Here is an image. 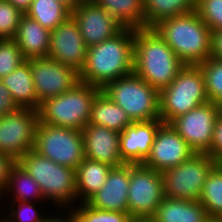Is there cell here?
Returning <instances> with one entry per match:
<instances>
[{
  "label": "cell",
  "instance_id": "3",
  "mask_svg": "<svg viewBox=\"0 0 222 222\" xmlns=\"http://www.w3.org/2000/svg\"><path fill=\"white\" fill-rule=\"evenodd\" d=\"M185 65L211 57L212 31L194 11L164 19L152 27Z\"/></svg>",
  "mask_w": 222,
  "mask_h": 222
},
{
  "label": "cell",
  "instance_id": "27",
  "mask_svg": "<svg viewBox=\"0 0 222 222\" xmlns=\"http://www.w3.org/2000/svg\"><path fill=\"white\" fill-rule=\"evenodd\" d=\"M145 28L195 10V0H143Z\"/></svg>",
  "mask_w": 222,
  "mask_h": 222
},
{
  "label": "cell",
  "instance_id": "42",
  "mask_svg": "<svg viewBox=\"0 0 222 222\" xmlns=\"http://www.w3.org/2000/svg\"><path fill=\"white\" fill-rule=\"evenodd\" d=\"M61 3L66 5L71 11H73L80 2L78 0H59Z\"/></svg>",
  "mask_w": 222,
  "mask_h": 222
},
{
  "label": "cell",
  "instance_id": "17",
  "mask_svg": "<svg viewBox=\"0 0 222 222\" xmlns=\"http://www.w3.org/2000/svg\"><path fill=\"white\" fill-rule=\"evenodd\" d=\"M85 158L119 167L126 164L120 155V132L87 124L82 130Z\"/></svg>",
  "mask_w": 222,
  "mask_h": 222
},
{
  "label": "cell",
  "instance_id": "24",
  "mask_svg": "<svg viewBox=\"0 0 222 222\" xmlns=\"http://www.w3.org/2000/svg\"><path fill=\"white\" fill-rule=\"evenodd\" d=\"M133 122L125 111L102 90L95 97L90 111L89 123L123 132Z\"/></svg>",
  "mask_w": 222,
  "mask_h": 222
},
{
  "label": "cell",
  "instance_id": "43",
  "mask_svg": "<svg viewBox=\"0 0 222 222\" xmlns=\"http://www.w3.org/2000/svg\"><path fill=\"white\" fill-rule=\"evenodd\" d=\"M132 222H153L151 219L146 220H133Z\"/></svg>",
  "mask_w": 222,
  "mask_h": 222
},
{
  "label": "cell",
  "instance_id": "38",
  "mask_svg": "<svg viewBox=\"0 0 222 222\" xmlns=\"http://www.w3.org/2000/svg\"><path fill=\"white\" fill-rule=\"evenodd\" d=\"M19 107L13 101L10 92L0 79V115L12 113Z\"/></svg>",
  "mask_w": 222,
  "mask_h": 222
},
{
  "label": "cell",
  "instance_id": "2",
  "mask_svg": "<svg viewBox=\"0 0 222 222\" xmlns=\"http://www.w3.org/2000/svg\"><path fill=\"white\" fill-rule=\"evenodd\" d=\"M133 56V72L159 92L185 66L153 28L135 29Z\"/></svg>",
  "mask_w": 222,
  "mask_h": 222
},
{
  "label": "cell",
  "instance_id": "7",
  "mask_svg": "<svg viewBox=\"0 0 222 222\" xmlns=\"http://www.w3.org/2000/svg\"><path fill=\"white\" fill-rule=\"evenodd\" d=\"M102 91L125 111L132 122L160 119L159 91L134 72L107 83Z\"/></svg>",
  "mask_w": 222,
  "mask_h": 222
},
{
  "label": "cell",
  "instance_id": "22",
  "mask_svg": "<svg viewBox=\"0 0 222 222\" xmlns=\"http://www.w3.org/2000/svg\"><path fill=\"white\" fill-rule=\"evenodd\" d=\"M151 220L153 222H208L210 218L199 201L164 197Z\"/></svg>",
  "mask_w": 222,
  "mask_h": 222
},
{
  "label": "cell",
  "instance_id": "36",
  "mask_svg": "<svg viewBox=\"0 0 222 222\" xmlns=\"http://www.w3.org/2000/svg\"><path fill=\"white\" fill-rule=\"evenodd\" d=\"M217 163H222V114L219 113L212 133L211 147L206 152Z\"/></svg>",
  "mask_w": 222,
  "mask_h": 222
},
{
  "label": "cell",
  "instance_id": "32",
  "mask_svg": "<svg viewBox=\"0 0 222 222\" xmlns=\"http://www.w3.org/2000/svg\"><path fill=\"white\" fill-rule=\"evenodd\" d=\"M36 203V206H34ZM40 202L12 201L9 215L2 216L5 222H42L48 214L40 213L37 204Z\"/></svg>",
  "mask_w": 222,
  "mask_h": 222
},
{
  "label": "cell",
  "instance_id": "11",
  "mask_svg": "<svg viewBox=\"0 0 222 222\" xmlns=\"http://www.w3.org/2000/svg\"><path fill=\"white\" fill-rule=\"evenodd\" d=\"M38 122V110L32 108H18L0 115V152L18 161L32 150Z\"/></svg>",
  "mask_w": 222,
  "mask_h": 222
},
{
  "label": "cell",
  "instance_id": "47",
  "mask_svg": "<svg viewBox=\"0 0 222 222\" xmlns=\"http://www.w3.org/2000/svg\"><path fill=\"white\" fill-rule=\"evenodd\" d=\"M217 220H218V222H222V215H221V217L218 218Z\"/></svg>",
  "mask_w": 222,
  "mask_h": 222
},
{
  "label": "cell",
  "instance_id": "21",
  "mask_svg": "<svg viewBox=\"0 0 222 222\" xmlns=\"http://www.w3.org/2000/svg\"><path fill=\"white\" fill-rule=\"evenodd\" d=\"M19 108L39 109V99L33 82L30 62L25 60L13 72L1 79Z\"/></svg>",
  "mask_w": 222,
  "mask_h": 222
},
{
  "label": "cell",
  "instance_id": "26",
  "mask_svg": "<svg viewBox=\"0 0 222 222\" xmlns=\"http://www.w3.org/2000/svg\"><path fill=\"white\" fill-rule=\"evenodd\" d=\"M6 193L13 195L12 201H46L39 184L18 162L11 168L7 187L0 197H5Z\"/></svg>",
  "mask_w": 222,
  "mask_h": 222
},
{
  "label": "cell",
  "instance_id": "28",
  "mask_svg": "<svg viewBox=\"0 0 222 222\" xmlns=\"http://www.w3.org/2000/svg\"><path fill=\"white\" fill-rule=\"evenodd\" d=\"M71 12L59 0H33L25 15L51 31L67 20L71 16Z\"/></svg>",
  "mask_w": 222,
  "mask_h": 222
},
{
  "label": "cell",
  "instance_id": "20",
  "mask_svg": "<svg viewBox=\"0 0 222 222\" xmlns=\"http://www.w3.org/2000/svg\"><path fill=\"white\" fill-rule=\"evenodd\" d=\"M51 31L39 22L23 14L14 41L25 60L46 58L50 47Z\"/></svg>",
  "mask_w": 222,
  "mask_h": 222
},
{
  "label": "cell",
  "instance_id": "8",
  "mask_svg": "<svg viewBox=\"0 0 222 222\" xmlns=\"http://www.w3.org/2000/svg\"><path fill=\"white\" fill-rule=\"evenodd\" d=\"M218 163L207 153H194L176 167L161 172L166 198L199 201L208 174Z\"/></svg>",
  "mask_w": 222,
  "mask_h": 222
},
{
  "label": "cell",
  "instance_id": "10",
  "mask_svg": "<svg viewBox=\"0 0 222 222\" xmlns=\"http://www.w3.org/2000/svg\"><path fill=\"white\" fill-rule=\"evenodd\" d=\"M128 192V213L132 219H151L164 198L161 172L143 164H129Z\"/></svg>",
  "mask_w": 222,
  "mask_h": 222
},
{
  "label": "cell",
  "instance_id": "14",
  "mask_svg": "<svg viewBox=\"0 0 222 222\" xmlns=\"http://www.w3.org/2000/svg\"><path fill=\"white\" fill-rule=\"evenodd\" d=\"M195 151L176 132L170 123H162L155 135L151 152L143 165L163 172L189 159Z\"/></svg>",
  "mask_w": 222,
  "mask_h": 222
},
{
  "label": "cell",
  "instance_id": "29",
  "mask_svg": "<svg viewBox=\"0 0 222 222\" xmlns=\"http://www.w3.org/2000/svg\"><path fill=\"white\" fill-rule=\"evenodd\" d=\"M199 202L210 219L222 215V163H218L208 174Z\"/></svg>",
  "mask_w": 222,
  "mask_h": 222
},
{
  "label": "cell",
  "instance_id": "35",
  "mask_svg": "<svg viewBox=\"0 0 222 222\" xmlns=\"http://www.w3.org/2000/svg\"><path fill=\"white\" fill-rule=\"evenodd\" d=\"M23 14L7 0H0V39H14Z\"/></svg>",
  "mask_w": 222,
  "mask_h": 222
},
{
  "label": "cell",
  "instance_id": "4",
  "mask_svg": "<svg viewBox=\"0 0 222 222\" xmlns=\"http://www.w3.org/2000/svg\"><path fill=\"white\" fill-rule=\"evenodd\" d=\"M17 162L35 179L44 199L52 201L53 207L70 209L77 204L75 169L59 165L33 149Z\"/></svg>",
  "mask_w": 222,
  "mask_h": 222
},
{
  "label": "cell",
  "instance_id": "34",
  "mask_svg": "<svg viewBox=\"0 0 222 222\" xmlns=\"http://www.w3.org/2000/svg\"><path fill=\"white\" fill-rule=\"evenodd\" d=\"M195 12L212 32L222 30V0H195Z\"/></svg>",
  "mask_w": 222,
  "mask_h": 222
},
{
  "label": "cell",
  "instance_id": "9",
  "mask_svg": "<svg viewBox=\"0 0 222 222\" xmlns=\"http://www.w3.org/2000/svg\"><path fill=\"white\" fill-rule=\"evenodd\" d=\"M33 150L53 162L77 169L85 159L81 130L38 122Z\"/></svg>",
  "mask_w": 222,
  "mask_h": 222
},
{
  "label": "cell",
  "instance_id": "45",
  "mask_svg": "<svg viewBox=\"0 0 222 222\" xmlns=\"http://www.w3.org/2000/svg\"><path fill=\"white\" fill-rule=\"evenodd\" d=\"M220 113L222 114V102L219 104Z\"/></svg>",
  "mask_w": 222,
  "mask_h": 222
},
{
  "label": "cell",
  "instance_id": "25",
  "mask_svg": "<svg viewBox=\"0 0 222 222\" xmlns=\"http://www.w3.org/2000/svg\"><path fill=\"white\" fill-rule=\"evenodd\" d=\"M124 28H145L143 0H94Z\"/></svg>",
  "mask_w": 222,
  "mask_h": 222
},
{
  "label": "cell",
  "instance_id": "33",
  "mask_svg": "<svg viewBox=\"0 0 222 222\" xmlns=\"http://www.w3.org/2000/svg\"><path fill=\"white\" fill-rule=\"evenodd\" d=\"M25 61L13 39H0V79L13 72Z\"/></svg>",
  "mask_w": 222,
  "mask_h": 222
},
{
  "label": "cell",
  "instance_id": "23",
  "mask_svg": "<svg viewBox=\"0 0 222 222\" xmlns=\"http://www.w3.org/2000/svg\"><path fill=\"white\" fill-rule=\"evenodd\" d=\"M112 168L108 164L85 158L76 169L77 203L86 202L98 192L105 184Z\"/></svg>",
  "mask_w": 222,
  "mask_h": 222
},
{
  "label": "cell",
  "instance_id": "39",
  "mask_svg": "<svg viewBox=\"0 0 222 222\" xmlns=\"http://www.w3.org/2000/svg\"><path fill=\"white\" fill-rule=\"evenodd\" d=\"M211 57L222 60V30L212 32Z\"/></svg>",
  "mask_w": 222,
  "mask_h": 222
},
{
  "label": "cell",
  "instance_id": "16",
  "mask_svg": "<svg viewBox=\"0 0 222 222\" xmlns=\"http://www.w3.org/2000/svg\"><path fill=\"white\" fill-rule=\"evenodd\" d=\"M71 16L78 24L87 47L99 44L119 33L124 27L94 2H81Z\"/></svg>",
  "mask_w": 222,
  "mask_h": 222
},
{
  "label": "cell",
  "instance_id": "5",
  "mask_svg": "<svg viewBox=\"0 0 222 222\" xmlns=\"http://www.w3.org/2000/svg\"><path fill=\"white\" fill-rule=\"evenodd\" d=\"M101 90L80 81L67 92L41 102L39 122L82 130L89 123L93 101Z\"/></svg>",
  "mask_w": 222,
  "mask_h": 222
},
{
  "label": "cell",
  "instance_id": "30",
  "mask_svg": "<svg viewBox=\"0 0 222 222\" xmlns=\"http://www.w3.org/2000/svg\"><path fill=\"white\" fill-rule=\"evenodd\" d=\"M203 72L205 88L210 102H222V60L209 57L198 65Z\"/></svg>",
  "mask_w": 222,
  "mask_h": 222
},
{
  "label": "cell",
  "instance_id": "18",
  "mask_svg": "<svg viewBox=\"0 0 222 222\" xmlns=\"http://www.w3.org/2000/svg\"><path fill=\"white\" fill-rule=\"evenodd\" d=\"M162 123L160 119L133 122L120 133V155L126 164H143Z\"/></svg>",
  "mask_w": 222,
  "mask_h": 222
},
{
  "label": "cell",
  "instance_id": "19",
  "mask_svg": "<svg viewBox=\"0 0 222 222\" xmlns=\"http://www.w3.org/2000/svg\"><path fill=\"white\" fill-rule=\"evenodd\" d=\"M129 164L113 167L101 189L86 203L98 210L128 213Z\"/></svg>",
  "mask_w": 222,
  "mask_h": 222
},
{
  "label": "cell",
  "instance_id": "15",
  "mask_svg": "<svg viewBox=\"0 0 222 222\" xmlns=\"http://www.w3.org/2000/svg\"><path fill=\"white\" fill-rule=\"evenodd\" d=\"M87 46L72 16L51 30L48 58L65 64L77 72L85 65Z\"/></svg>",
  "mask_w": 222,
  "mask_h": 222
},
{
  "label": "cell",
  "instance_id": "46",
  "mask_svg": "<svg viewBox=\"0 0 222 222\" xmlns=\"http://www.w3.org/2000/svg\"><path fill=\"white\" fill-rule=\"evenodd\" d=\"M208 222H218L217 219H210Z\"/></svg>",
  "mask_w": 222,
  "mask_h": 222
},
{
  "label": "cell",
  "instance_id": "41",
  "mask_svg": "<svg viewBox=\"0 0 222 222\" xmlns=\"http://www.w3.org/2000/svg\"><path fill=\"white\" fill-rule=\"evenodd\" d=\"M7 1L25 14V12L29 9L31 2L33 0H7Z\"/></svg>",
  "mask_w": 222,
  "mask_h": 222
},
{
  "label": "cell",
  "instance_id": "31",
  "mask_svg": "<svg viewBox=\"0 0 222 222\" xmlns=\"http://www.w3.org/2000/svg\"><path fill=\"white\" fill-rule=\"evenodd\" d=\"M78 205V207L76 206ZM70 211L73 212L77 222H132L129 213L118 211L98 210L86 202L76 204Z\"/></svg>",
  "mask_w": 222,
  "mask_h": 222
},
{
  "label": "cell",
  "instance_id": "44",
  "mask_svg": "<svg viewBox=\"0 0 222 222\" xmlns=\"http://www.w3.org/2000/svg\"><path fill=\"white\" fill-rule=\"evenodd\" d=\"M80 3L81 2H93L94 0H78Z\"/></svg>",
  "mask_w": 222,
  "mask_h": 222
},
{
  "label": "cell",
  "instance_id": "40",
  "mask_svg": "<svg viewBox=\"0 0 222 222\" xmlns=\"http://www.w3.org/2000/svg\"><path fill=\"white\" fill-rule=\"evenodd\" d=\"M69 211V212H68ZM64 212L68 215H66V214H64ZM63 212V215L65 216H63V215H59V214H54V216H53V213H51V215H47L44 219H43V221L42 222H77L76 221V219H75V216H74V214H73V212L71 211L70 212V210L69 209H67V212H66V209H65V211ZM69 213V214H68ZM57 215H59V216H57ZM63 216V217H62Z\"/></svg>",
  "mask_w": 222,
  "mask_h": 222
},
{
  "label": "cell",
  "instance_id": "12",
  "mask_svg": "<svg viewBox=\"0 0 222 222\" xmlns=\"http://www.w3.org/2000/svg\"><path fill=\"white\" fill-rule=\"evenodd\" d=\"M219 104L208 101L170 122L176 132L196 153H206L211 147L212 133Z\"/></svg>",
  "mask_w": 222,
  "mask_h": 222
},
{
  "label": "cell",
  "instance_id": "1",
  "mask_svg": "<svg viewBox=\"0 0 222 222\" xmlns=\"http://www.w3.org/2000/svg\"><path fill=\"white\" fill-rule=\"evenodd\" d=\"M134 31L123 28L110 39L87 48L80 81L100 87L133 72Z\"/></svg>",
  "mask_w": 222,
  "mask_h": 222
},
{
  "label": "cell",
  "instance_id": "37",
  "mask_svg": "<svg viewBox=\"0 0 222 222\" xmlns=\"http://www.w3.org/2000/svg\"><path fill=\"white\" fill-rule=\"evenodd\" d=\"M16 163L17 160H15L11 155L0 152V196L7 187L11 168Z\"/></svg>",
  "mask_w": 222,
  "mask_h": 222
},
{
  "label": "cell",
  "instance_id": "6",
  "mask_svg": "<svg viewBox=\"0 0 222 222\" xmlns=\"http://www.w3.org/2000/svg\"><path fill=\"white\" fill-rule=\"evenodd\" d=\"M209 101L199 66L185 65L176 78L159 92V116L163 123Z\"/></svg>",
  "mask_w": 222,
  "mask_h": 222
},
{
  "label": "cell",
  "instance_id": "13",
  "mask_svg": "<svg viewBox=\"0 0 222 222\" xmlns=\"http://www.w3.org/2000/svg\"><path fill=\"white\" fill-rule=\"evenodd\" d=\"M29 62L39 107L44 100L63 94L80 82L79 72L48 57Z\"/></svg>",
  "mask_w": 222,
  "mask_h": 222
}]
</instances>
